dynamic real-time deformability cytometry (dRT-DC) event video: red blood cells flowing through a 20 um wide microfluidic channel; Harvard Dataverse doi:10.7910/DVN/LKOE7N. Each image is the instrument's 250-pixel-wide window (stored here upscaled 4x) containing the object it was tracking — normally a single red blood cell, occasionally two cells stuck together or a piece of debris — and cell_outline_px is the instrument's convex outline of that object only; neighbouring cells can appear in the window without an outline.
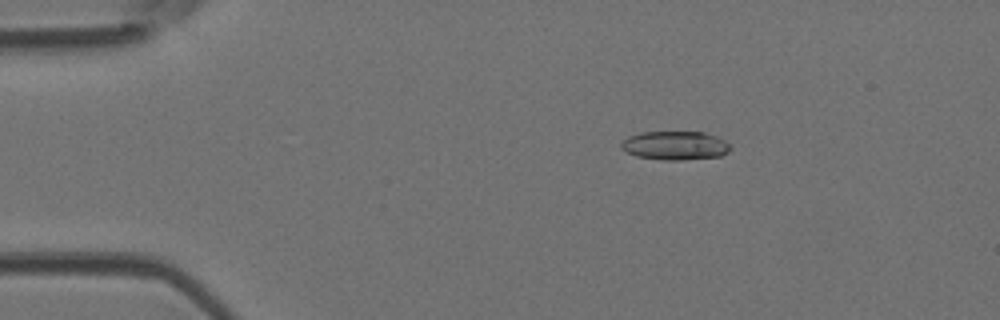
{"species": "Egyptian fruit bat (a non-hibernating species)", "species_latin": "Rousettus aegyptiacus", "temperature_condition": "room temperature", "stored_images_in_passage": 47, "camera_frame_rate_fps": 3000, "um_per_image_px": 0.085, "animal": {"sex": "female"}, "frame": {"image": 1, "passage_image": 6, "time_ms": 1.667, "image_size_px": [1000, 320], "cell_outline_px": [[732, 148], [728, 152], [720, 156], [680, 160], [664, 160], [636, 156], [620, 148], [620, 144], [628, 136], [640, 132], [704, 132], [716, 136], [732, 144]], "centroid_in_image_um": [57.4, 12.36], "position_along_channel_um": 27.6, "area_um2": 18.38}}
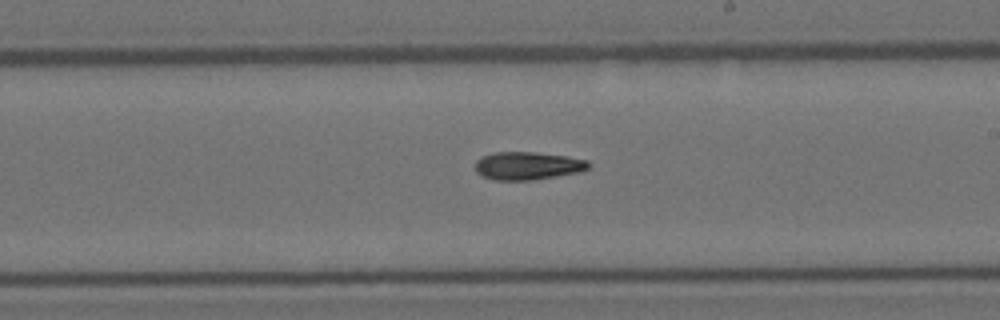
{"frame": {"image": 2, "passage_image": 26, "time_ms": 8.333, "image_size_px": [1000, 320], "cell_outline_px": [[592, 164], [588, 168], [580, 172], [532, 180], [492, 180], [476, 172], [476, 160], [480, 156], [492, 152], [532, 152], [568, 156], [588, 160]], "centroid_in_image_um": [44.85, 14.08], "position_along_channel_um": 244.1, "area_um2": 18.61}}
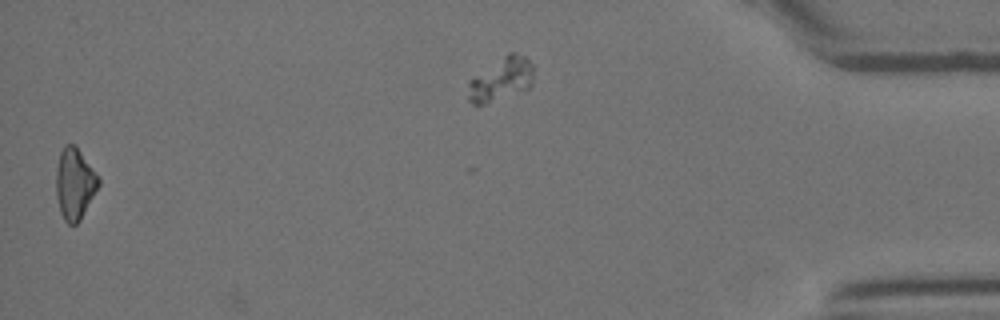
{"frame": {"image": 3, "passage_image": 46, "time_ms": 15.0, "image_size_px": [1000, 320], "cell_outline_px": [[100, 184], [80, 220], [76, 224], [68, 224], [64, 220], [60, 212], [56, 196], [56, 168], [60, 152], [64, 144], [76, 144], [100, 176]], "centroid_in_image_um": [6.36, 15.57], "position_along_channel_um": 428.8, "area_um2": 17.98}, "authors_computed_cell_mechanics": {"area_um2": 18.207, "velocity_mm_per_s": 4.1683, "shape_relaxation_time_tau1_ms": 6.8737, "shape_relaxation_time_tau2_ms": null, "deformation_change_tau1": 0.1748, "deformation_change_tau2": null}}